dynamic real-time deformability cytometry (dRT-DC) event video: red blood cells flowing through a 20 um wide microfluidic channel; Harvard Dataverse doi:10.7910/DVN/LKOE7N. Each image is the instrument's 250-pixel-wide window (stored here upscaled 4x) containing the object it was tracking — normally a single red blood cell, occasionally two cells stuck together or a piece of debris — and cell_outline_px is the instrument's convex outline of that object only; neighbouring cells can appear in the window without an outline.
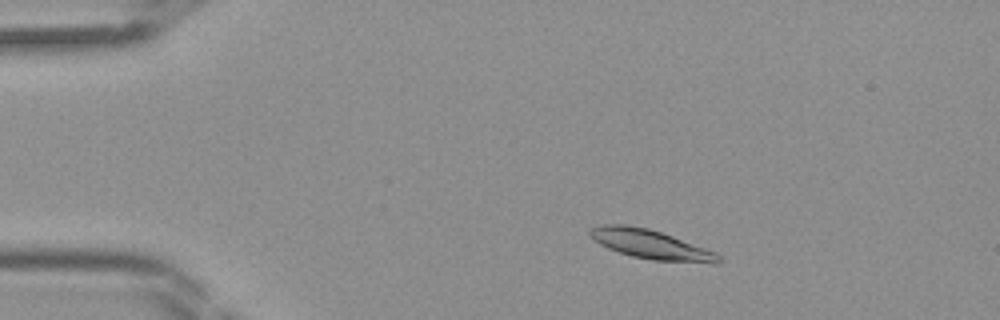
{"species": "Egyptian fruit bat (a non-hibernating species)", "species_latin": "Rousettus aegyptiacus", "temperature_condition": "room temperature", "stored_images_in_passage": 42, "camera_frame_rate_fps": 3000, "um_per_image_px": 0.085, "frame": {"image": 1, "passage_image": 6, "time_ms": 1.667, "image_size_px": [1000, 320], "cell_outline_px": [[724, 260], [720, 264], [712, 264], [652, 260], [632, 256], [608, 248], [600, 244], [588, 236], [588, 232], [592, 228], [600, 224], [628, 224], [648, 228], [672, 236], [716, 252]], "centroid_in_image_um": [55.35, 20.78], "position_along_channel_um": 29.7, "area_um2": 22.14}}
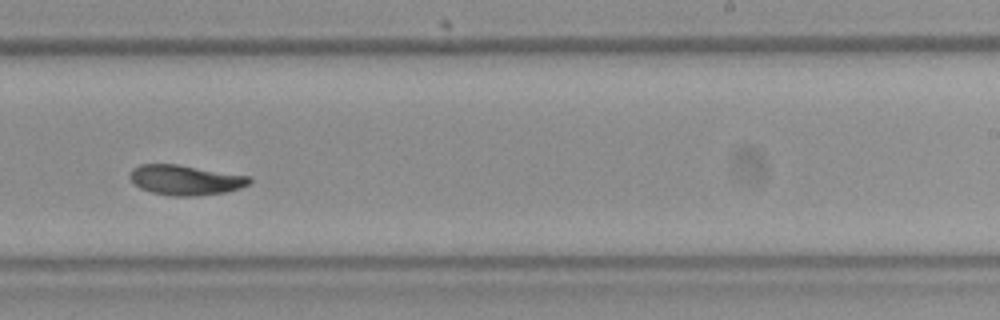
{"frame": {"image": 2, "passage_image": 26, "time_ms": 8.333, "image_size_px": [1000, 320], "cell_outline_px": [[252, 180], [248, 184], [240, 188], [224, 192], [196, 196], [172, 196], [152, 192], [140, 188], [128, 176], [132, 168], [140, 164], [180, 164], [248, 176]], "centroid_in_image_um": [15.73, 15.29], "position_along_channel_um": 273.3, "area_um2": 20.87}}
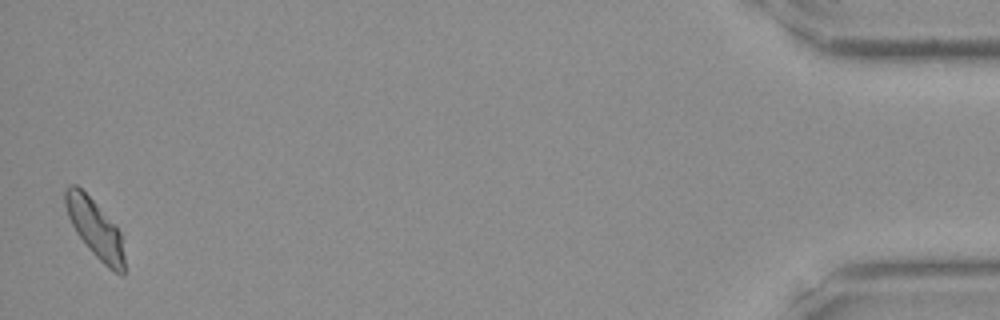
{"frame": {"image": 3, "passage_image": 42, "time_ms": 13.667, "image_size_px": [1000, 320], "cell_outline_px": [[124, 276], [108, 268], [88, 248], [76, 232], [68, 216], [64, 204], [64, 188], [68, 184], [76, 184], [116, 224], [120, 232], [124, 256]], "centroid_in_image_um": [8.06, 19.4], "position_along_channel_um": 427.1, "area_um2": 19.94}}